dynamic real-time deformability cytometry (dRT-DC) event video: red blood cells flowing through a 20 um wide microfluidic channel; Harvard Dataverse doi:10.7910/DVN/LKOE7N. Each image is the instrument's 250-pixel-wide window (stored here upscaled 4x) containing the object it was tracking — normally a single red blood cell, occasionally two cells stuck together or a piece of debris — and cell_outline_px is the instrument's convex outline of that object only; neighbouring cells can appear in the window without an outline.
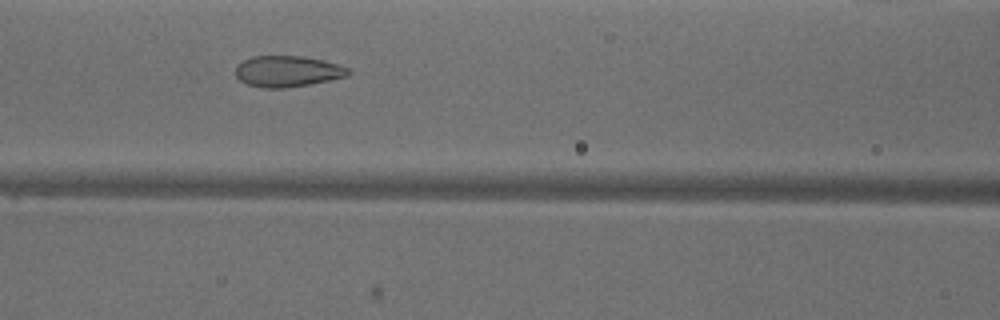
{"species": "common noctule bat (a hibernating species)", "species_latin": "Nyctalus noctula", "temperature_condition": "warm", "stored_images_in_passage": 38, "camera_frame_rate_fps": 3000, "um_per_image_px": 0.085, "animal": {"sex": "male", "body_mass_g": 18.8}, "frame": {"image": 1, "passage_image": 20, "time_ms": 6.333, "image_size_px": [1000, 320], "cell_outline_px": [[352, 72], [348, 76], [308, 84], [284, 88], [264, 88], [248, 84], [240, 80], [236, 76], [236, 64], [252, 56], [300, 56], [324, 60], [348, 68]], "centroid_in_image_um": [24.42, 6.05], "position_along_channel_um": 142.2, "area_um2": 20.29}}
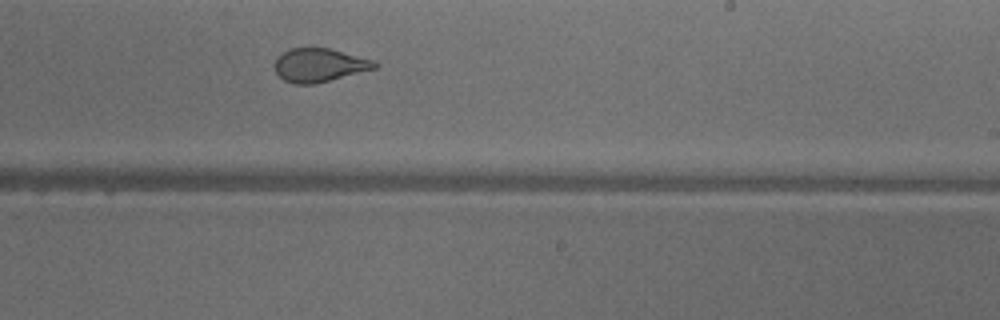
{"frame": {"image": 2, "passage_image": 29, "time_ms": 9.333, "image_size_px": [1000, 320], "cell_outline_px": [[380, 64], [376, 68], [316, 84], [296, 84], [284, 80], [276, 72], [276, 56], [288, 48], [328, 48], [372, 60]], "centroid_in_image_um": [27.12, 5.54], "position_along_channel_um": 261.9, "area_um2": 19.36}}
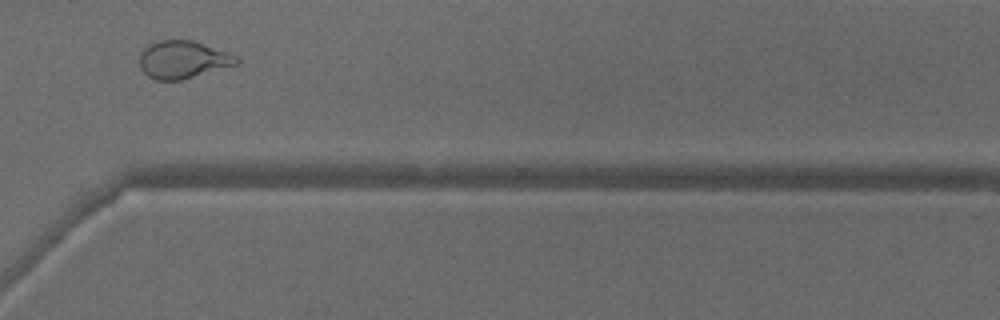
{"frame": {"image": 3, "passage_image": 36, "time_ms": 11.667, "image_size_px": [1000, 320], "cell_outline_px": [[240, 60], [236, 64], [184, 80], [156, 80], [148, 76], [140, 68], [140, 52], [144, 48], [160, 40], [192, 40], [228, 52], [236, 56]], "centroid_in_image_um": [15.54, 5.08], "position_along_channel_um": 355.1, "area_um2": 21.15}, "authors_computed_cell_mechanics": {"area_um2": 21.3571, "velocity_mm_per_s": 4.0, "shape_relaxation_time_tau1_ms": 6.2472, "shape_relaxation_time_tau2_ms": 1.0034, "deformation_change_tau1": 0.1923, "deformation_change_tau2": 0.0786}}